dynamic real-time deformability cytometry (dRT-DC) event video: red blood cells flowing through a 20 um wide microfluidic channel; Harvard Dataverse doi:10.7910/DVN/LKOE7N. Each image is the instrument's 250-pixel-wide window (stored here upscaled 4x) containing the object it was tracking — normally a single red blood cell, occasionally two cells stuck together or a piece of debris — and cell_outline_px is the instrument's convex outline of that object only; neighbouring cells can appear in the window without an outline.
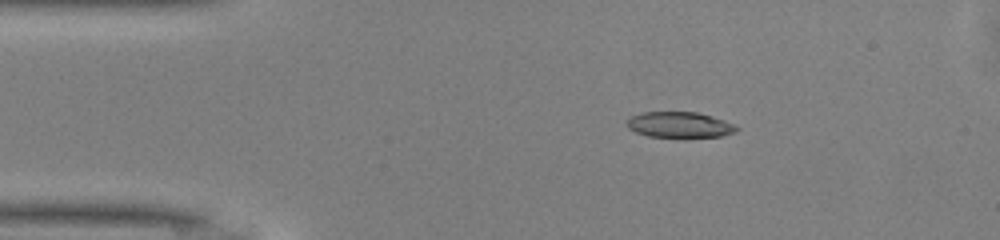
{"species": "common noctule bat (a hibernating species)", "species_latin": "Nyctalus noctula", "temperature_condition": "warm", "stored_images_in_passage": 45, "camera_frame_rate_fps": 3000, "um_per_image_px": 0.085, "animal": {"sex": "male", "body_mass_g": 13.0, "forearm_length_mm": 53.1}, "frame": {"image": 1, "passage_image": 4, "time_ms": 1.0, "image_size_px": [1000, 240], "cell_outline_px": [[740, 128], [736, 132], [720, 136], [648, 136], [636, 132], [628, 128], [624, 124], [628, 116], [640, 112], [696, 112], [712, 116], [724, 120]], "centroid_in_image_um": [57.69, 10.58], "position_along_channel_um": 27.3, "area_um2": 16.36}}
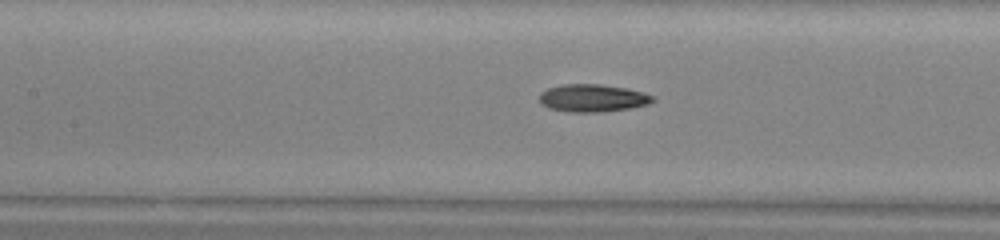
{"frame": {"image": 2, "passage_image": 17, "time_ms": 5.333, "image_size_px": [1000, 240], "cell_outline_px": [[656, 100], [648, 104], [628, 108], [600, 112], [572, 112], [548, 108], [540, 104], [540, 92], [548, 88], [564, 84], [600, 84], [624, 88], [656, 96]], "centroid_in_image_um": [50.35, 8.34], "position_along_channel_um": 157.0, "area_um2": 18.15}}
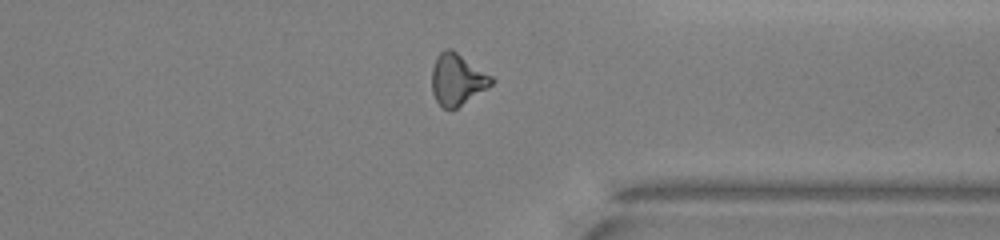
{"frame": {"image": 3, "passage_image": 33, "time_ms": 10.667, "image_size_px": [1000, 240], "cell_outline_px": [[492, 84], [456, 108], [444, 108], [436, 100], [432, 92], [432, 68], [436, 56], [444, 48], [452, 48], [492, 76]], "centroid_in_image_um": [38.83, 6.71], "position_along_channel_um": 372.6, "area_um2": 17.63}, "authors_computed_cell_mechanics": {"area_um2": 17.629, "velocity_mm_per_s": 4.1506, "shape_relaxation_time_tau1_ms": 5.6462, "shape_relaxation_time_tau2_ms": 5.9892, "deformation_change_tau1": 0.1714, "deformation_change_tau2": 0.161}}